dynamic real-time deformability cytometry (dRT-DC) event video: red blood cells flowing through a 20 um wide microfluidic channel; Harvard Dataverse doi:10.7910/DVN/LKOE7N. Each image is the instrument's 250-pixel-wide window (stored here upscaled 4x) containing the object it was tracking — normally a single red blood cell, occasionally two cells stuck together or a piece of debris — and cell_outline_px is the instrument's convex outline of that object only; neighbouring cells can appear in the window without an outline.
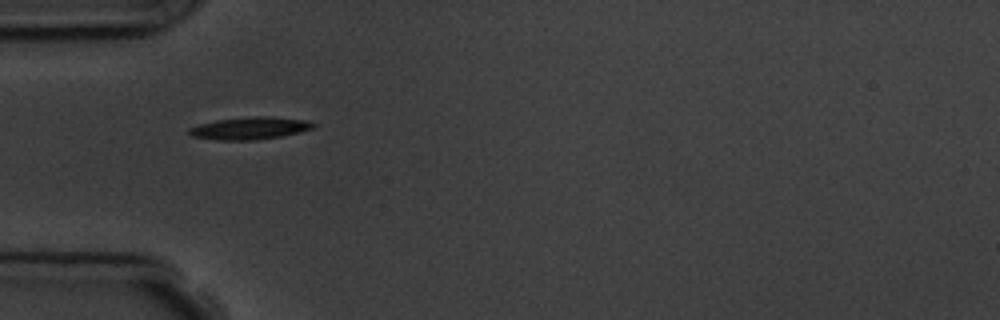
{"species": "common noctule bat (a hibernating species)", "species_latin": "Nyctalus noctula", "temperature_condition": "room temperature", "stored_images_in_passage": 6, "camera_frame_rate_fps": 3000, "um_per_image_px": 0.085, "animal": {"sex": "male", "body_mass_g": 19.5, "forearm_length_mm": 54.6}, "frame": {"image": 1, "passage_image": 5, "time_ms": 5.333, "image_size_px": [1000, 320], "cell_outline_px": [[316, 128], [280, 136], [256, 140], [220, 140], [192, 136], [188, 132], [188, 128], [200, 124], [216, 120], [252, 116], [272, 116], [308, 120], [316, 124]], "centroid_in_image_um": [21.28, 10.88], "position_along_channel_um": 63.7, "area_um2": 16.24}}